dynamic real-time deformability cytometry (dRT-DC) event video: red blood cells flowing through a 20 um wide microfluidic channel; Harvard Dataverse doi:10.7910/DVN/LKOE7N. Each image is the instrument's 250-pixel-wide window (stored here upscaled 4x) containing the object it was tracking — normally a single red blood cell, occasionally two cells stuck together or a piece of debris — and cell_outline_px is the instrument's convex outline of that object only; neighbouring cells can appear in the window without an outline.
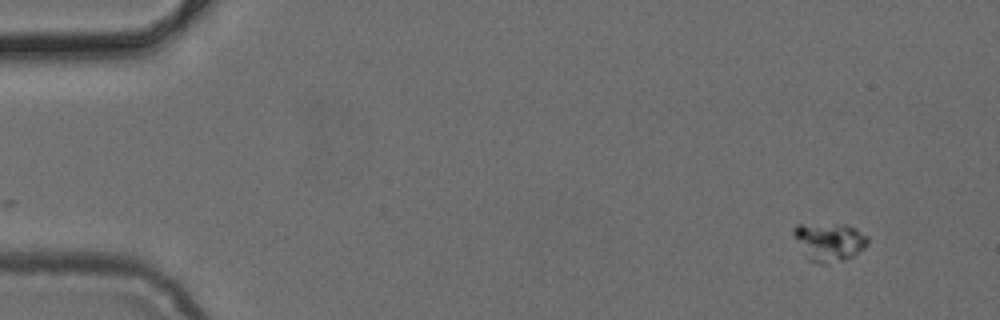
{"species": "common noctule bat (a hibernating species)", "species_latin": "Nyctalus noctula", "temperature_condition": "cold", "stored_images_in_passage": 49, "camera_frame_rate_fps": 3000, "um_per_image_px": 0.085, "animal": {"sex": "female", "body_mass_g": 24.6, "forearm_length_mm": 56.2}, "frame": {"image": 1, "passage_image": 1, "time_ms": 0.0, "image_size_px": [1000, 320], "cell_outline_px": [[868, 244], [864, 248], [852, 256], [844, 260], [828, 264], [820, 264], [808, 260], [804, 256], [792, 232], [792, 228], [796, 224], [844, 224], [856, 228], [868, 236]], "centroid_in_image_um": [70.47, 20.56], "position_along_channel_um": 14.5, "area_um2": 16.82}}
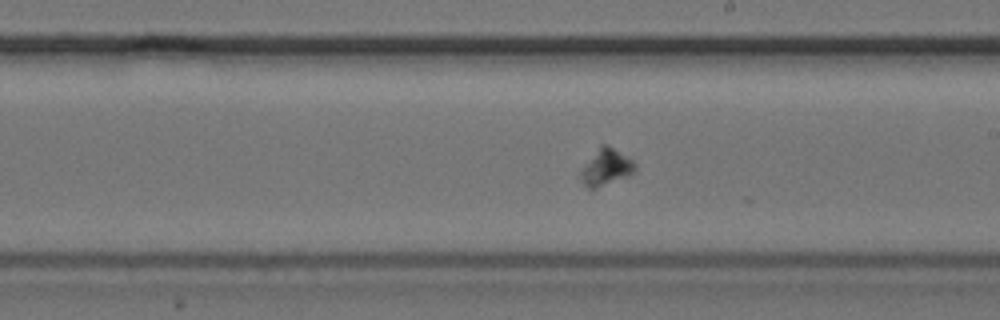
{"frame": {"image": 2, "passage_image": 27, "time_ms": 8.667, "image_size_px": [1000, 320], "cell_outline_px": [[636, 172], [628, 176], [596, 188], [588, 188], [580, 180], [580, 172], [600, 144], [608, 144], [632, 160], [636, 164]], "centroid_in_image_um": [51.54, 14.21], "position_along_channel_um": 237.5, "area_um2": 11.44}}
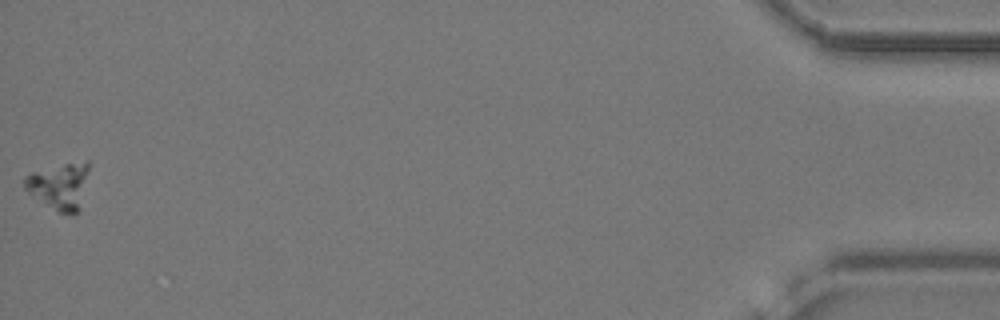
{"frame": {"image": 3, "passage_image": 49, "time_ms": 16.0, "image_size_px": [1000, 320], "cell_outline_px": [[88, 168], [80, 208], [72, 216], [56, 212], [28, 192], [24, 188], [24, 176], [32, 172], [64, 164], [88, 160]], "centroid_in_image_um": [5.03, 15.84], "position_along_channel_um": 430.2, "area_um2": 17.22}}